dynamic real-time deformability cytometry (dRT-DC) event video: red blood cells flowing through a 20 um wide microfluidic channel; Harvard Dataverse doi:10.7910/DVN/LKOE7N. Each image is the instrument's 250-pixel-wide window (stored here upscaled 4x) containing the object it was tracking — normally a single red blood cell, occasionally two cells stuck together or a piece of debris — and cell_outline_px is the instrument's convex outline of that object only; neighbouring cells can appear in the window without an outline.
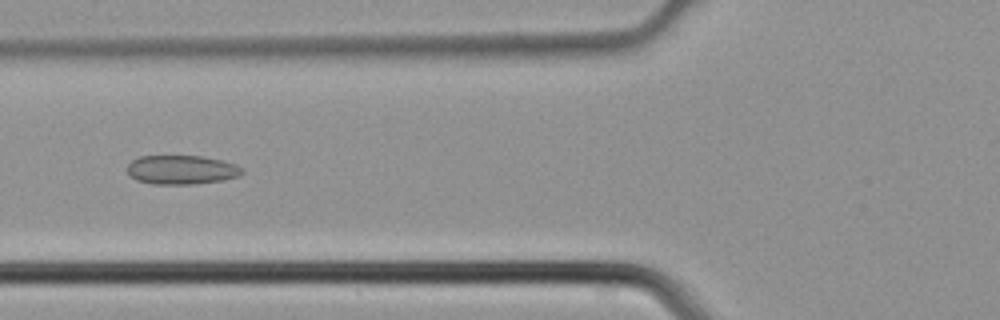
{"species": "common noctule bat (a hibernating species)", "species_latin": "Nyctalus noctula", "temperature_condition": "cold", "stored_images_in_passage": 42, "camera_frame_rate_fps": 3000, "um_per_image_px": 0.085, "animal": {"sex": "male", "body_mass_g": 21.5, "forearm_length_mm": 52.0}, "frame": {"image": 1, "passage_image": 15, "time_ms": 4.667, "image_size_px": [1000, 320], "cell_outline_px": [[244, 172], [240, 176], [224, 180], [192, 184], [152, 184], [136, 180], [128, 172], [128, 164], [132, 160], [140, 156], [200, 156], [224, 160], [236, 164], [244, 168]], "centroid_in_image_um": [15.48, 14.43], "position_along_channel_um": 110.3, "area_um2": 19.59}}
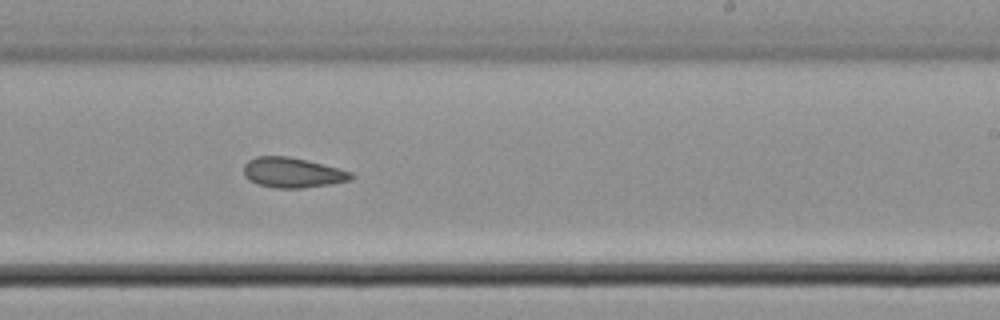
{"frame": {"image": 2, "passage_image": 25, "time_ms": 8.0, "image_size_px": [1000, 320], "cell_outline_px": [[352, 180], [328, 184], [300, 188], [276, 188], [256, 184], [248, 180], [244, 176], [244, 164], [248, 160], [256, 156], [288, 156], [308, 160], [352, 172]], "centroid_in_image_um": [24.81, 14.67], "position_along_channel_um": 264.2, "area_um2": 18.84}}
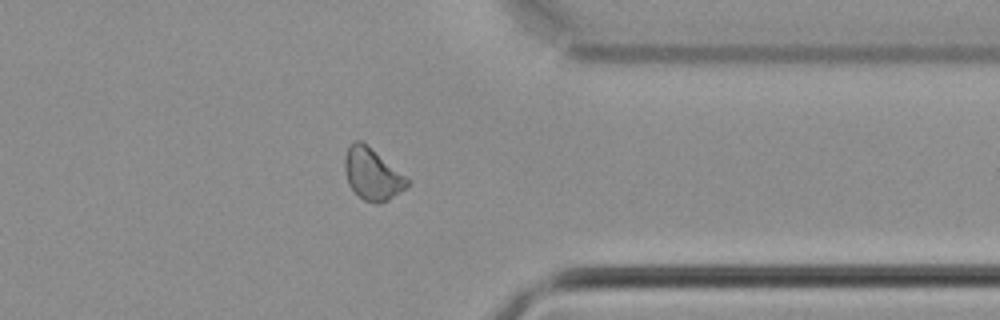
{"frame": {"image": 3, "passage_image": 33, "time_ms": 10.667, "image_size_px": [1000, 320], "cell_outline_px": [[412, 180], [404, 188], [388, 200], [364, 200], [348, 184], [344, 168], [344, 156], [348, 144], [352, 140], [360, 140]], "centroid_in_image_um": [31.61, 14.73], "position_along_channel_um": 379.8, "area_um2": 18.38}}